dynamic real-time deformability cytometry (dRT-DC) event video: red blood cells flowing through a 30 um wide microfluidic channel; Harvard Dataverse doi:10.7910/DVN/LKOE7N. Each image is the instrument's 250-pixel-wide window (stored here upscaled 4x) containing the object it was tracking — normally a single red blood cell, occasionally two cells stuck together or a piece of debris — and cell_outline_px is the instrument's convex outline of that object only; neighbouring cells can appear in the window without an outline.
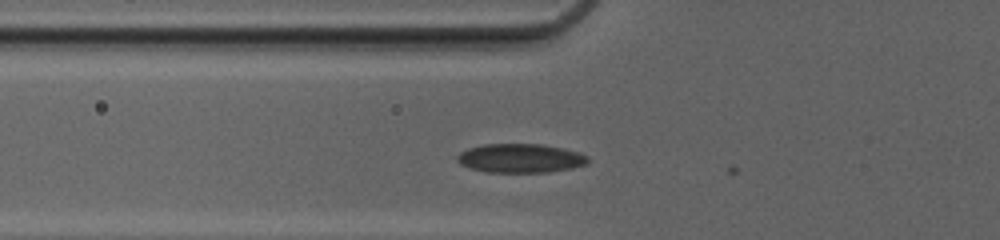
{"species": "common noctule bat (a hibernating species)", "species_latin": "Nyctalus noctula", "temperature_condition": "cold", "stored_images_in_passage": 3, "camera_frame_rate_fps": 3000, "um_per_image_px": 0.085, "animal": {"sex": "female", "body_mass_g": 20.0, "forearm_length_mm": 54.0}, "frame": {"image": 1, "passage_image": 2, "time_ms": 0.333, "image_size_px": [1000, 240], "cell_outline_px": [[588, 164], [572, 168], [548, 172], [488, 172], [468, 168], [460, 164], [456, 160], [456, 156], [460, 152], [468, 148], [484, 144], [544, 144], [564, 148], [580, 152], [588, 156]], "centroid_in_image_um": [44.24, 13.44], "position_along_channel_um": 81.6, "area_um2": 22.31}}